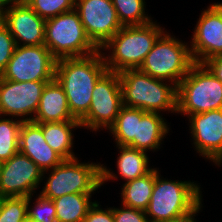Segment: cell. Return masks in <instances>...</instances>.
<instances>
[{
    "instance_id": "2e32d148",
    "label": "cell",
    "mask_w": 222,
    "mask_h": 222,
    "mask_svg": "<svg viewBox=\"0 0 222 222\" xmlns=\"http://www.w3.org/2000/svg\"><path fill=\"white\" fill-rule=\"evenodd\" d=\"M18 46H39L45 41V22L28 4H11L1 19ZM20 42V43H19Z\"/></svg>"
},
{
    "instance_id": "d4e9b609",
    "label": "cell",
    "mask_w": 222,
    "mask_h": 222,
    "mask_svg": "<svg viewBox=\"0 0 222 222\" xmlns=\"http://www.w3.org/2000/svg\"><path fill=\"white\" fill-rule=\"evenodd\" d=\"M122 26L144 25L152 22L145 14L144 0H111Z\"/></svg>"
},
{
    "instance_id": "d6a6232c",
    "label": "cell",
    "mask_w": 222,
    "mask_h": 222,
    "mask_svg": "<svg viewBox=\"0 0 222 222\" xmlns=\"http://www.w3.org/2000/svg\"><path fill=\"white\" fill-rule=\"evenodd\" d=\"M203 64L222 82V55L214 56Z\"/></svg>"
},
{
    "instance_id": "ba28073f",
    "label": "cell",
    "mask_w": 222,
    "mask_h": 222,
    "mask_svg": "<svg viewBox=\"0 0 222 222\" xmlns=\"http://www.w3.org/2000/svg\"><path fill=\"white\" fill-rule=\"evenodd\" d=\"M44 45L57 60L84 57L99 51L87 36L75 10L46 20Z\"/></svg>"
},
{
    "instance_id": "277c9868",
    "label": "cell",
    "mask_w": 222,
    "mask_h": 222,
    "mask_svg": "<svg viewBox=\"0 0 222 222\" xmlns=\"http://www.w3.org/2000/svg\"><path fill=\"white\" fill-rule=\"evenodd\" d=\"M122 89L123 105L145 112L172 111L177 113V86L167 85L139 69H127L118 73Z\"/></svg>"
},
{
    "instance_id": "7a4b0ae2",
    "label": "cell",
    "mask_w": 222,
    "mask_h": 222,
    "mask_svg": "<svg viewBox=\"0 0 222 222\" xmlns=\"http://www.w3.org/2000/svg\"><path fill=\"white\" fill-rule=\"evenodd\" d=\"M163 32V28L153 21L144 25L123 26L100 48L112 50L111 55H103L108 71L119 73L139 69Z\"/></svg>"
},
{
    "instance_id": "ac0fdd59",
    "label": "cell",
    "mask_w": 222,
    "mask_h": 222,
    "mask_svg": "<svg viewBox=\"0 0 222 222\" xmlns=\"http://www.w3.org/2000/svg\"><path fill=\"white\" fill-rule=\"evenodd\" d=\"M32 121L35 123L78 121L72 116L65 92L56 79L46 83Z\"/></svg>"
},
{
    "instance_id": "5b68a950",
    "label": "cell",
    "mask_w": 222,
    "mask_h": 222,
    "mask_svg": "<svg viewBox=\"0 0 222 222\" xmlns=\"http://www.w3.org/2000/svg\"><path fill=\"white\" fill-rule=\"evenodd\" d=\"M157 174L148 208L149 222H171L194 211L201 202L199 185L191 181L163 180Z\"/></svg>"
},
{
    "instance_id": "9c48e42d",
    "label": "cell",
    "mask_w": 222,
    "mask_h": 222,
    "mask_svg": "<svg viewBox=\"0 0 222 222\" xmlns=\"http://www.w3.org/2000/svg\"><path fill=\"white\" fill-rule=\"evenodd\" d=\"M56 62L57 59L44 44L16 45L0 77L13 82L52 81L55 79Z\"/></svg>"
},
{
    "instance_id": "9a60e30c",
    "label": "cell",
    "mask_w": 222,
    "mask_h": 222,
    "mask_svg": "<svg viewBox=\"0 0 222 222\" xmlns=\"http://www.w3.org/2000/svg\"><path fill=\"white\" fill-rule=\"evenodd\" d=\"M195 149L201 156L222 163V109L188 116Z\"/></svg>"
},
{
    "instance_id": "3957f363",
    "label": "cell",
    "mask_w": 222,
    "mask_h": 222,
    "mask_svg": "<svg viewBox=\"0 0 222 222\" xmlns=\"http://www.w3.org/2000/svg\"><path fill=\"white\" fill-rule=\"evenodd\" d=\"M50 171L40 194L52 200L73 193L92 194L104 182L117 179L103 164L79 163L78 158L63 160Z\"/></svg>"
},
{
    "instance_id": "f546056e",
    "label": "cell",
    "mask_w": 222,
    "mask_h": 222,
    "mask_svg": "<svg viewBox=\"0 0 222 222\" xmlns=\"http://www.w3.org/2000/svg\"><path fill=\"white\" fill-rule=\"evenodd\" d=\"M16 44L9 28L0 20V75L13 56Z\"/></svg>"
},
{
    "instance_id": "8fae6325",
    "label": "cell",
    "mask_w": 222,
    "mask_h": 222,
    "mask_svg": "<svg viewBox=\"0 0 222 222\" xmlns=\"http://www.w3.org/2000/svg\"><path fill=\"white\" fill-rule=\"evenodd\" d=\"M74 10L99 50L123 27L111 0H75Z\"/></svg>"
},
{
    "instance_id": "f1b7e54d",
    "label": "cell",
    "mask_w": 222,
    "mask_h": 222,
    "mask_svg": "<svg viewBox=\"0 0 222 222\" xmlns=\"http://www.w3.org/2000/svg\"><path fill=\"white\" fill-rule=\"evenodd\" d=\"M32 196H28V219L39 222H56V208L52 199H48L39 194L36 203L31 209Z\"/></svg>"
},
{
    "instance_id": "8992f818",
    "label": "cell",
    "mask_w": 222,
    "mask_h": 222,
    "mask_svg": "<svg viewBox=\"0 0 222 222\" xmlns=\"http://www.w3.org/2000/svg\"><path fill=\"white\" fill-rule=\"evenodd\" d=\"M222 109V82L204 65L194 63L177 86V113L193 115Z\"/></svg>"
},
{
    "instance_id": "4fadbf2b",
    "label": "cell",
    "mask_w": 222,
    "mask_h": 222,
    "mask_svg": "<svg viewBox=\"0 0 222 222\" xmlns=\"http://www.w3.org/2000/svg\"><path fill=\"white\" fill-rule=\"evenodd\" d=\"M47 82L50 81L13 82L0 77V116L24 117L23 121H32Z\"/></svg>"
},
{
    "instance_id": "e0dca14e",
    "label": "cell",
    "mask_w": 222,
    "mask_h": 222,
    "mask_svg": "<svg viewBox=\"0 0 222 222\" xmlns=\"http://www.w3.org/2000/svg\"><path fill=\"white\" fill-rule=\"evenodd\" d=\"M19 152L29 157L47 174L50 169L59 165L64 159L45 141L41 123L23 121L20 129Z\"/></svg>"
},
{
    "instance_id": "4dcf8cb0",
    "label": "cell",
    "mask_w": 222,
    "mask_h": 222,
    "mask_svg": "<svg viewBox=\"0 0 222 222\" xmlns=\"http://www.w3.org/2000/svg\"><path fill=\"white\" fill-rule=\"evenodd\" d=\"M115 222H149L145 211L124 206L113 208Z\"/></svg>"
},
{
    "instance_id": "7402d4cb",
    "label": "cell",
    "mask_w": 222,
    "mask_h": 222,
    "mask_svg": "<svg viewBox=\"0 0 222 222\" xmlns=\"http://www.w3.org/2000/svg\"><path fill=\"white\" fill-rule=\"evenodd\" d=\"M91 194H67L53 199L56 208V222H83L88 210L95 203Z\"/></svg>"
},
{
    "instance_id": "ffe728a7",
    "label": "cell",
    "mask_w": 222,
    "mask_h": 222,
    "mask_svg": "<svg viewBox=\"0 0 222 222\" xmlns=\"http://www.w3.org/2000/svg\"><path fill=\"white\" fill-rule=\"evenodd\" d=\"M81 128L80 121H62V122H45L41 123L46 143L64 160L75 159L73 147L74 128Z\"/></svg>"
},
{
    "instance_id": "603a6c76",
    "label": "cell",
    "mask_w": 222,
    "mask_h": 222,
    "mask_svg": "<svg viewBox=\"0 0 222 222\" xmlns=\"http://www.w3.org/2000/svg\"><path fill=\"white\" fill-rule=\"evenodd\" d=\"M120 155L117 158L118 172L126 182L143 177L154 168H149L146 151L117 145Z\"/></svg>"
},
{
    "instance_id": "74e56055",
    "label": "cell",
    "mask_w": 222,
    "mask_h": 222,
    "mask_svg": "<svg viewBox=\"0 0 222 222\" xmlns=\"http://www.w3.org/2000/svg\"><path fill=\"white\" fill-rule=\"evenodd\" d=\"M26 222H39V221H35V220H31L27 218Z\"/></svg>"
},
{
    "instance_id": "5bb4252c",
    "label": "cell",
    "mask_w": 222,
    "mask_h": 222,
    "mask_svg": "<svg viewBox=\"0 0 222 222\" xmlns=\"http://www.w3.org/2000/svg\"><path fill=\"white\" fill-rule=\"evenodd\" d=\"M202 11L194 30L190 53L194 63L222 55V3Z\"/></svg>"
},
{
    "instance_id": "cb8c5ba5",
    "label": "cell",
    "mask_w": 222,
    "mask_h": 222,
    "mask_svg": "<svg viewBox=\"0 0 222 222\" xmlns=\"http://www.w3.org/2000/svg\"><path fill=\"white\" fill-rule=\"evenodd\" d=\"M137 108L122 106L115 122L108 128L120 146H128L136 135Z\"/></svg>"
},
{
    "instance_id": "484cf974",
    "label": "cell",
    "mask_w": 222,
    "mask_h": 222,
    "mask_svg": "<svg viewBox=\"0 0 222 222\" xmlns=\"http://www.w3.org/2000/svg\"><path fill=\"white\" fill-rule=\"evenodd\" d=\"M1 117V116H0ZM23 120L0 119V160H9L19 152L20 129Z\"/></svg>"
},
{
    "instance_id": "6da1fadb",
    "label": "cell",
    "mask_w": 222,
    "mask_h": 222,
    "mask_svg": "<svg viewBox=\"0 0 222 222\" xmlns=\"http://www.w3.org/2000/svg\"><path fill=\"white\" fill-rule=\"evenodd\" d=\"M100 50L84 57L58 59L55 79L62 86L72 116L81 121L91 105L95 84L108 71Z\"/></svg>"
},
{
    "instance_id": "52a82bcc",
    "label": "cell",
    "mask_w": 222,
    "mask_h": 222,
    "mask_svg": "<svg viewBox=\"0 0 222 222\" xmlns=\"http://www.w3.org/2000/svg\"><path fill=\"white\" fill-rule=\"evenodd\" d=\"M193 64L187 43L179 41L165 31L156 40L139 70L153 78L167 80L178 86Z\"/></svg>"
},
{
    "instance_id": "d590c367",
    "label": "cell",
    "mask_w": 222,
    "mask_h": 222,
    "mask_svg": "<svg viewBox=\"0 0 222 222\" xmlns=\"http://www.w3.org/2000/svg\"><path fill=\"white\" fill-rule=\"evenodd\" d=\"M31 0H10V4H28Z\"/></svg>"
},
{
    "instance_id": "44dd1931",
    "label": "cell",
    "mask_w": 222,
    "mask_h": 222,
    "mask_svg": "<svg viewBox=\"0 0 222 222\" xmlns=\"http://www.w3.org/2000/svg\"><path fill=\"white\" fill-rule=\"evenodd\" d=\"M158 173L157 168H154L143 177L125 182L121 188L122 205L145 211L148 208Z\"/></svg>"
},
{
    "instance_id": "8d00e7d4",
    "label": "cell",
    "mask_w": 222,
    "mask_h": 222,
    "mask_svg": "<svg viewBox=\"0 0 222 222\" xmlns=\"http://www.w3.org/2000/svg\"><path fill=\"white\" fill-rule=\"evenodd\" d=\"M2 166H3V161L0 160V176H1Z\"/></svg>"
},
{
    "instance_id": "836d02e7",
    "label": "cell",
    "mask_w": 222,
    "mask_h": 222,
    "mask_svg": "<svg viewBox=\"0 0 222 222\" xmlns=\"http://www.w3.org/2000/svg\"><path fill=\"white\" fill-rule=\"evenodd\" d=\"M201 206L202 204H200L194 211H192L188 215L175 219L174 221L171 222H196L194 216H196V213H199Z\"/></svg>"
},
{
    "instance_id": "7c38bea8",
    "label": "cell",
    "mask_w": 222,
    "mask_h": 222,
    "mask_svg": "<svg viewBox=\"0 0 222 222\" xmlns=\"http://www.w3.org/2000/svg\"><path fill=\"white\" fill-rule=\"evenodd\" d=\"M43 171L26 155L18 152L3 161L0 176L1 197L33 195L43 180Z\"/></svg>"
},
{
    "instance_id": "1f68e13d",
    "label": "cell",
    "mask_w": 222,
    "mask_h": 222,
    "mask_svg": "<svg viewBox=\"0 0 222 222\" xmlns=\"http://www.w3.org/2000/svg\"><path fill=\"white\" fill-rule=\"evenodd\" d=\"M83 222H115L113 207L107 210L100 209L99 203H95L88 210Z\"/></svg>"
},
{
    "instance_id": "4316f807",
    "label": "cell",
    "mask_w": 222,
    "mask_h": 222,
    "mask_svg": "<svg viewBox=\"0 0 222 222\" xmlns=\"http://www.w3.org/2000/svg\"><path fill=\"white\" fill-rule=\"evenodd\" d=\"M28 197H1L0 222H26Z\"/></svg>"
},
{
    "instance_id": "30bf717a",
    "label": "cell",
    "mask_w": 222,
    "mask_h": 222,
    "mask_svg": "<svg viewBox=\"0 0 222 222\" xmlns=\"http://www.w3.org/2000/svg\"><path fill=\"white\" fill-rule=\"evenodd\" d=\"M123 106L120 76L107 71L95 84L88 114L80 121L81 127L93 131L108 129Z\"/></svg>"
},
{
    "instance_id": "e575fe53",
    "label": "cell",
    "mask_w": 222,
    "mask_h": 222,
    "mask_svg": "<svg viewBox=\"0 0 222 222\" xmlns=\"http://www.w3.org/2000/svg\"><path fill=\"white\" fill-rule=\"evenodd\" d=\"M9 3H10V0H0V20L5 15L6 10L11 6V4L9 5Z\"/></svg>"
},
{
    "instance_id": "83f0119b",
    "label": "cell",
    "mask_w": 222,
    "mask_h": 222,
    "mask_svg": "<svg viewBox=\"0 0 222 222\" xmlns=\"http://www.w3.org/2000/svg\"><path fill=\"white\" fill-rule=\"evenodd\" d=\"M28 5L44 20L74 10L75 0H31Z\"/></svg>"
},
{
    "instance_id": "d6986e66",
    "label": "cell",
    "mask_w": 222,
    "mask_h": 222,
    "mask_svg": "<svg viewBox=\"0 0 222 222\" xmlns=\"http://www.w3.org/2000/svg\"><path fill=\"white\" fill-rule=\"evenodd\" d=\"M162 114L145 112L137 108V129L134 140L128 147L146 151L160 149L162 139L169 131Z\"/></svg>"
}]
</instances>
